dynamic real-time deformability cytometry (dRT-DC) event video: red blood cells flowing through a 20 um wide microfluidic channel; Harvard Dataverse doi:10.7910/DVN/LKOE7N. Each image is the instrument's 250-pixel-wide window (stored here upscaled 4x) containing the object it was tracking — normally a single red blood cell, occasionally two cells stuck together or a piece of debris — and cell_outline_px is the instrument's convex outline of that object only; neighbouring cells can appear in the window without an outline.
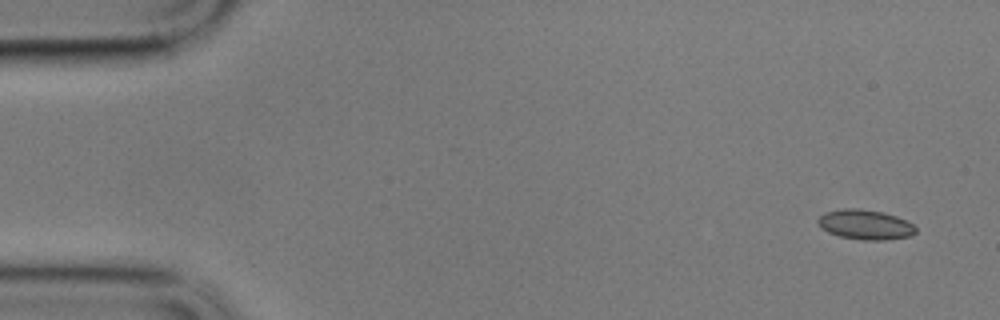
{"species": "common noctule bat (a hibernating species)", "species_latin": "Nyctalus noctula", "temperature_condition": "cold", "stored_images_in_passage": 17, "camera_frame_rate_fps": 3000, "um_per_image_px": 0.085, "animal": {"sex": "male", "body_mass_g": 17.9}, "frame": {"image": 1, "passage_image": 1, "time_ms": 0.0, "image_size_px": [1000, 320], "cell_outline_px": [[916, 232], [912, 236], [884, 240], [864, 240], [840, 236], [828, 232], [820, 228], [816, 220], [824, 212], [844, 208], [860, 208], [884, 212], [908, 220], [916, 228]], "centroid_in_image_um": [73.55, 19.08], "position_along_channel_um": 11.5, "area_um2": 17.22}}
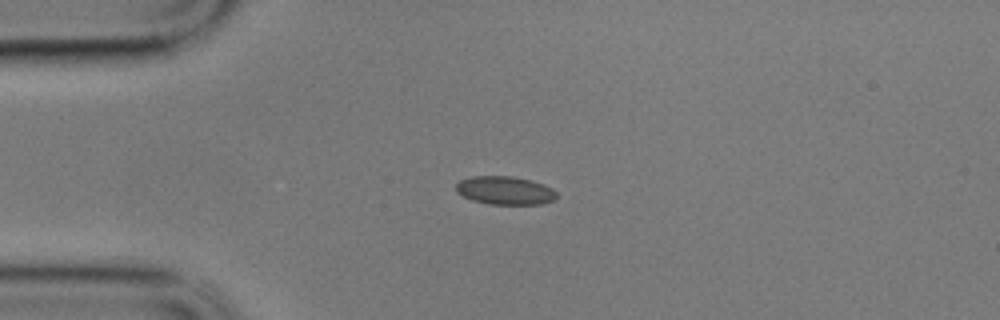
{"frame": {"image": 2, "passage_image": 12, "time_ms": 3.667, "image_size_px": [1000, 320], "cell_outline_px": [[556, 196], [552, 200], [540, 204], [488, 204], [472, 200], [456, 192], [456, 184], [460, 180], [472, 176], [512, 176], [532, 180], [544, 184], [552, 188], [556, 192]], "centroid_in_image_um": [42.91, 16.18], "position_along_channel_um": 42.1, "area_um2": 16.59}}